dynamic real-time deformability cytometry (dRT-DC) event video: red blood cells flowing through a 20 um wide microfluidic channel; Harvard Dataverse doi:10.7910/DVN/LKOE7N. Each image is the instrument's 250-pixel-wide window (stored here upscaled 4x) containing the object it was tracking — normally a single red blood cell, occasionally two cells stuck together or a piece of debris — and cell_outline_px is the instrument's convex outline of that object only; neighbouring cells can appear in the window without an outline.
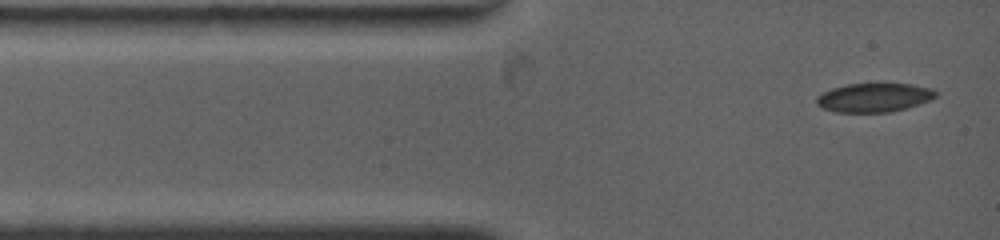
{"species": "common noctule bat (a hibernating species)", "species_latin": "Nyctalus noctula", "temperature_condition": "warm", "stored_images_in_passage": 59, "camera_frame_rate_fps": 4500, "um_per_image_px": 0.085, "animal": {"sex": "female", "body_mass_g": 19.0, "forearm_length_mm": 53.3}, "frame": {"image": 1, "passage_image": 1, "time_ms": 0.0, "image_size_px": [1000, 240], "cell_outline_px": [[936, 96], [932, 100], [908, 108], [892, 112], [836, 112], [820, 108], [816, 104], [816, 96], [832, 88], [848, 84], [912, 84], [932, 88], [936, 92]], "centroid_in_image_um": [74.3, 8.3], "position_along_channel_um": 10.7, "area_um2": 20.23}}
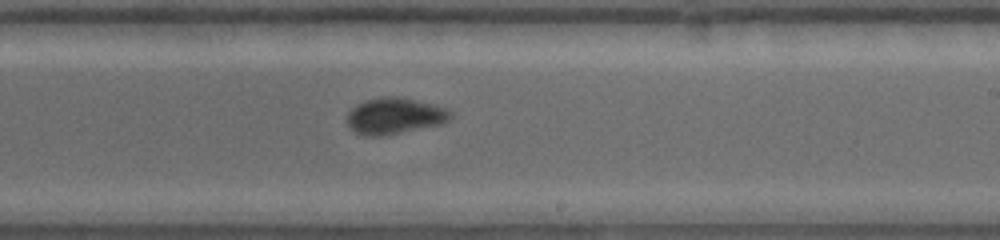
{"frame": {"image": 2, "passage_image": 26, "time_ms": 7.333, "image_size_px": [1000, 240], "cell_outline_px": [[452, 116], [448, 120], [440, 124], [380, 136], [364, 136], [356, 132], [348, 124], [348, 112], [352, 108], [364, 100], [388, 96], [400, 96], [432, 104], [444, 108], [452, 112]], "centroid_in_image_um": [33.53, 9.84], "position_along_channel_um": 255.5, "area_um2": 21.5}}
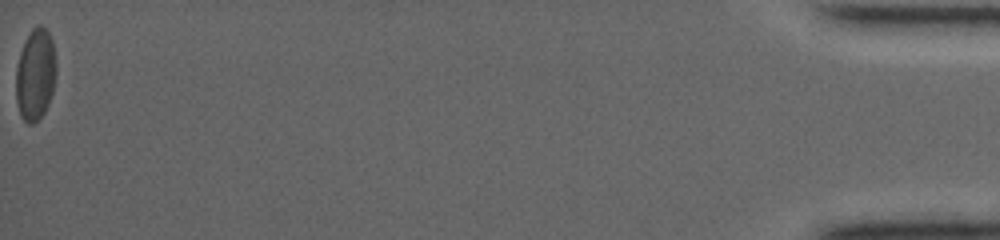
{"frame": {"image": 3, "passage_image": 59, "time_ms": 16.444, "image_size_px": [1000, 240], "cell_outline_px": [[56, 76], [52, 92], [48, 104], [44, 112], [32, 124], [28, 124], [20, 116], [16, 100], [16, 68], [20, 52], [32, 28], [40, 24], [48, 32], [52, 40], [56, 64]], "centroid_in_image_um": [3.01, 6.35], "position_along_channel_um": 432.2, "area_um2": 21.39}, "authors_computed_cell_mechanics": {"area_um2": 21.386, "velocity_mm_per_s": 3.8235, "shape_relaxation_time_tau1_ms": 10.0393, "shape_relaxation_time_tau2_ms": null, "deformation_change_tau1": 0.1741, "deformation_change_tau2": null}}